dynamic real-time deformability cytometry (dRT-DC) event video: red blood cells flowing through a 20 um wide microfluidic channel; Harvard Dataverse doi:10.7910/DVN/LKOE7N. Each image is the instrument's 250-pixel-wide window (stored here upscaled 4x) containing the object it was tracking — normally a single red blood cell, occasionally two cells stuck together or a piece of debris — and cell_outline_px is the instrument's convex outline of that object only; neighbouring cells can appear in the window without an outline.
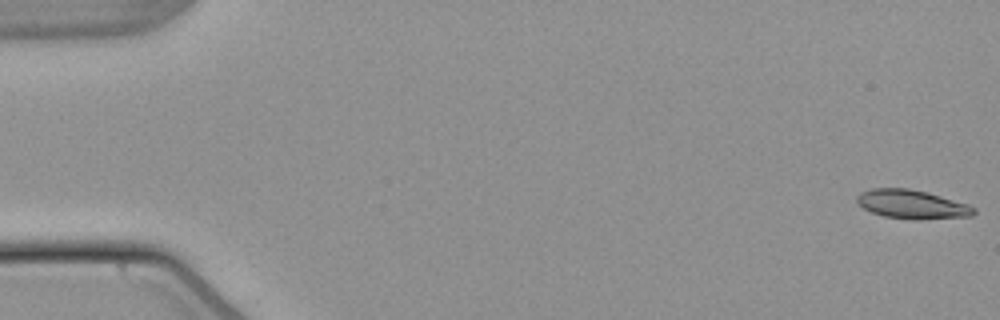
{"species": "common noctule bat (a hibernating species)", "species_latin": "Nyctalus noctula", "temperature_condition": "warm", "stored_images_in_passage": 54, "camera_frame_rate_fps": 3000, "um_per_image_px": 0.085, "animal": {"sex": "male", "body_mass_g": 21.5, "forearm_length_mm": 52.0}, "frame": {"image": 1, "passage_image": 1, "time_ms": 0.0, "image_size_px": [1000, 320], "cell_outline_px": [[976, 212], [972, 216], [920, 220], [912, 220], [884, 216], [872, 212], [856, 204], [856, 196], [860, 192], [872, 188], [908, 188], [928, 192], [968, 204], [976, 208]], "centroid_in_image_um": [77.51, 17.37], "position_along_channel_um": 7.5, "area_um2": 19.94}}
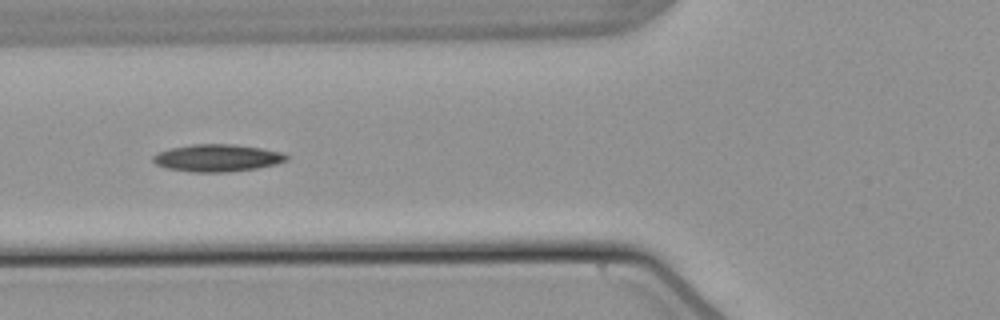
{"frame": {"image": 2, "passage_image": 21, "time_ms": 6.667, "image_size_px": [1000, 320], "cell_outline_px": [[288, 160], [276, 164], [256, 168], [224, 172], [192, 172], [168, 168], [156, 164], [152, 160], [152, 156], [156, 152], [172, 148], [192, 144], [236, 144], [284, 152], [288, 156]], "centroid_in_image_um": [18.47, 13.42], "position_along_channel_um": 107.3, "area_um2": 21.21}}
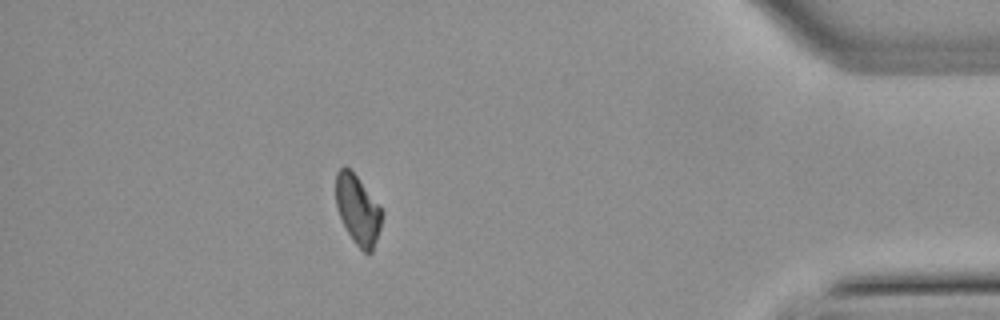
{"frame": {"image": 3, "passage_image": 48, "time_ms": 15.667, "image_size_px": [1000, 320], "cell_outline_px": [[384, 212], [380, 228], [372, 252], [368, 256], [352, 240], [336, 208], [336, 172], [344, 164], [356, 176]], "centroid_in_image_um": [30.41, 17.85], "position_along_channel_um": 404.8, "area_um2": 18.44}}